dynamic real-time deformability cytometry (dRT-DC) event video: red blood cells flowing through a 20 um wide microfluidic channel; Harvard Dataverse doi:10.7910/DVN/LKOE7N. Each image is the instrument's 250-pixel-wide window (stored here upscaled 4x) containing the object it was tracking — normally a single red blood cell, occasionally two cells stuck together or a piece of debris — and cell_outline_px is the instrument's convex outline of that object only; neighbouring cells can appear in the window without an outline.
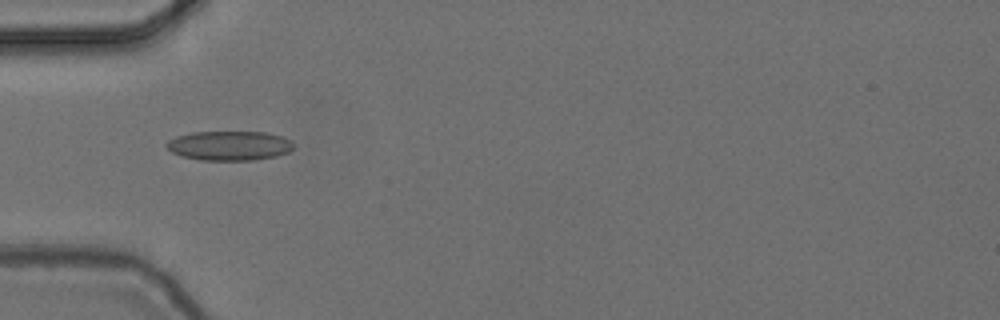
{"species": "common noctule bat (a hibernating species)", "species_latin": "Nyctalus noctula", "temperature_condition": "cold", "stored_images_in_passage": 41, "camera_frame_rate_fps": 3000, "um_per_image_px": 0.085, "animal": {"sex": "female", "body_mass_g": 24.6, "forearm_length_mm": 56.2}, "frame": {"image": 1, "passage_image": 5, "time_ms": 1.333, "image_size_px": [1000, 320], "cell_outline_px": [[296, 144], [288, 152], [276, 156], [256, 160], [200, 160], [180, 156], [172, 152], [164, 144], [168, 140], [176, 136], [192, 132], [268, 132], [284, 136], [292, 140]], "centroid_in_image_um": [19.52, 12.38], "position_along_channel_um": 65.5, "area_um2": 22.14}}
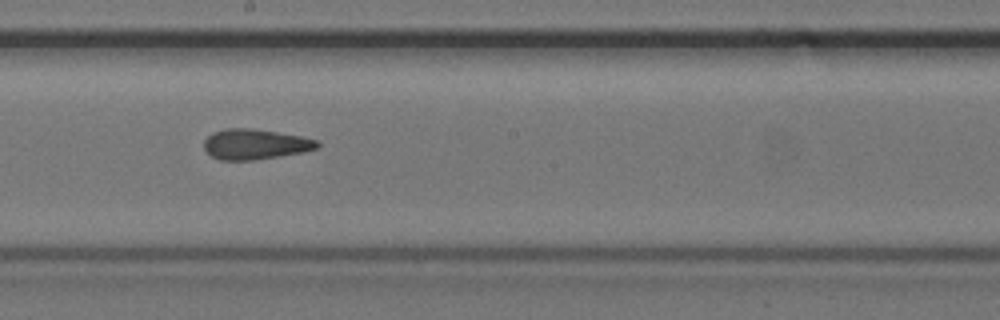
{"frame": {"image": 2, "passage_image": 18, "time_ms": 5.667, "image_size_px": [1000, 320], "cell_outline_px": [[320, 144], [316, 148], [304, 152], [252, 160], [220, 160], [212, 156], [204, 148], [204, 140], [212, 132], [228, 128], [252, 128], [300, 136], [320, 140]], "centroid_in_image_um": [21.69, 12.25], "position_along_channel_um": 226.5, "area_um2": 19.94}}
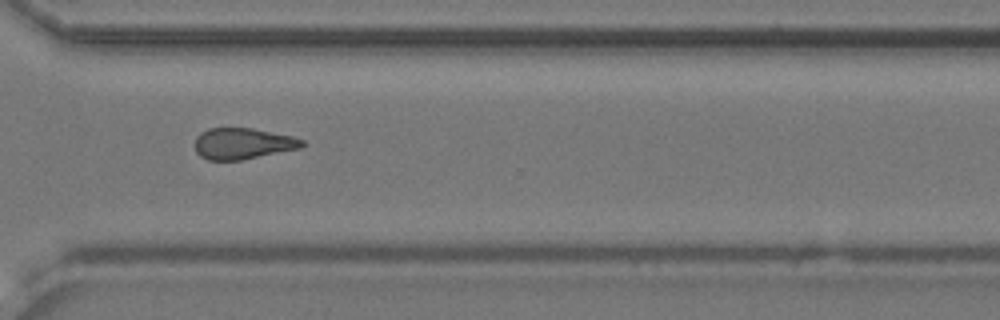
{"frame": {"image": 3, "passage_image": 28, "time_ms": 9.0, "image_size_px": [1000, 320], "cell_outline_px": [[308, 144], [300, 148], [240, 160], [208, 160], [200, 156], [196, 152], [196, 136], [200, 132], [208, 128], [252, 128], [292, 136], [304, 140]], "centroid_in_image_um": [20.64, 12.2], "position_along_channel_um": 350.0, "area_um2": 19.48}, "authors_computed_cell_mechanics": {"area_um2": 19.8254, "velocity_mm_per_s": 3.7219, "shape_relaxation_time_tau1_ms": null, "shape_relaxation_time_tau2_ms": 4.1106, "deformation_change_tau1": null, "deformation_change_tau2": 0.134}}